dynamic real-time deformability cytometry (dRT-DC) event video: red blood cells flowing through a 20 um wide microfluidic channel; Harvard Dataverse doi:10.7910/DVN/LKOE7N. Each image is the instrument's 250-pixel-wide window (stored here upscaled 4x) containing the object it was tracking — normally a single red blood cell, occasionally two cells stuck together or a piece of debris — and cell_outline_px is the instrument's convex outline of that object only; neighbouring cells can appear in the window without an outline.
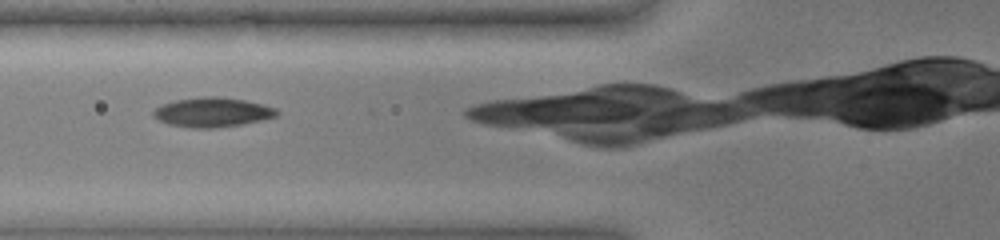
{"species": "common noctule bat (a hibernating species)", "species_latin": "Nyctalus noctula", "temperature_condition": "warm", "stored_images_in_passage": 37, "camera_frame_rate_fps": 3000, "um_per_image_px": 0.085, "animal": {"sex": "female", "body_mass_g": 19.0, "forearm_length_mm": 51.5}, "frame": {"image": 1, "passage_image": 12, "time_ms": 3.667, "image_size_px": [1000, 240], "cell_outline_px": [[280, 112], [276, 116], [260, 120], [240, 124], [212, 128], [196, 128], [168, 124], [152, 116], [152, 112], [160, 104], [176, 100], [200, 96], [220, 96], [244, 100], [264, 104], [276, 108]], "centroid_in_image_um": [18.04, 9.52], "position_along_channel_um": 107.8, "area_um2": 21.21}}
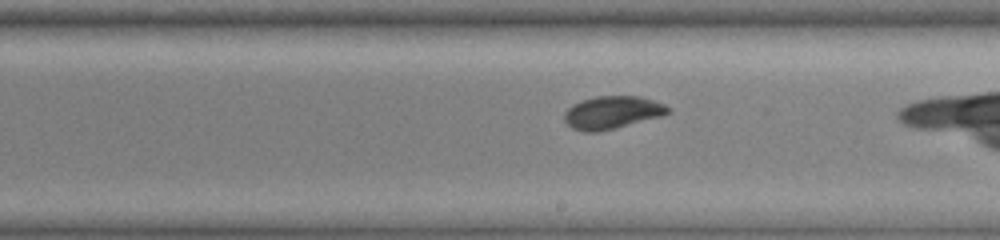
{"frame": {"image": 2, "passage_image": 23, "time_ms": 7.333, "image_size_px": [1000, 240], "cell_outline_px": [[672, 108], [668, 112], [660, 116], [596, 132], [584, 132], [572, 128], [564, 120], [564, 112], [572, 104], [580, 100], [596, 96], [640, 96], [664, 104]], "centroid_in_image_um": [51.99, 9.54], "position_along_channel_um": 237.0, "area_um2": 19.54}}
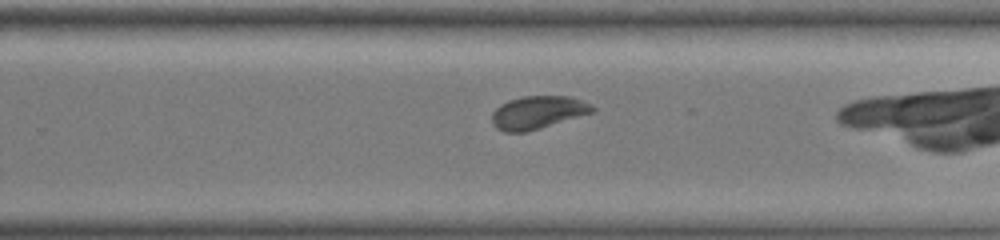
{"frame": {"image": 3, "passage_image": 27, "time_ms": 8.667, "image_size_px": [1000, 240], "cell_outline_px": [[596, 112], [524, 132], [504, 132], [496, 128], [492, 124], [492, 112], [500, 104], [508, 100], [524, 96], [568, 96], [592, 104], [596, 108]], "centroid_in_image_um": [45.72, 9.55], "position_along_channel_um": 284.1, "area_um2": 19.31}}